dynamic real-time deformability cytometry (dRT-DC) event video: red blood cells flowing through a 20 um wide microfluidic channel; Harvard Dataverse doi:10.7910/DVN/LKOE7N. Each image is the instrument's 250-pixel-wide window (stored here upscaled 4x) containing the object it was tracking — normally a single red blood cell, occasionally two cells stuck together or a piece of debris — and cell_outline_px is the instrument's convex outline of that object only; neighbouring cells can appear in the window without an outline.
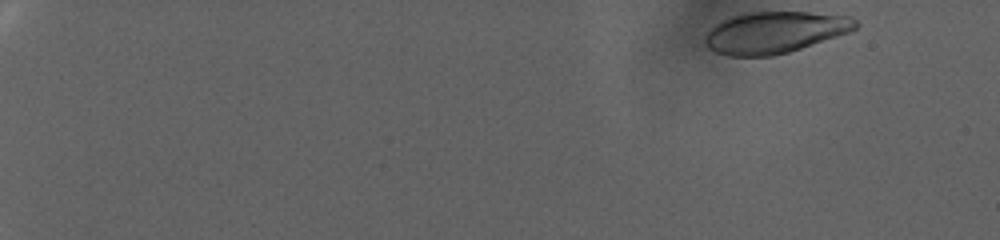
{"species": "human", "species_latin": "Homo sapiens", "temperature_condition": "warm", "stored_images_in_passage": 83, "camera_frame_rate_fps": 3000, "um_per_image_px": 0.085, "donor": {"sex": "female"}, "frame": {"image": 1, "passage_image": 1, "time_ms": 0.0, "image_size_px": [1000, 240], "cell_outline_px": [[860, 24], [852, 32], [788, 52], [772, 56], [728, 56], [716, 52], [708, 48], [704, 44], [704, 36], [720, 20], [744, 12], [808, 12], [852, 16]], "centroid_in_image_um": [65.87, 2.75], "position_along_channel_um": 19.1, "area_um2": 36.82}}
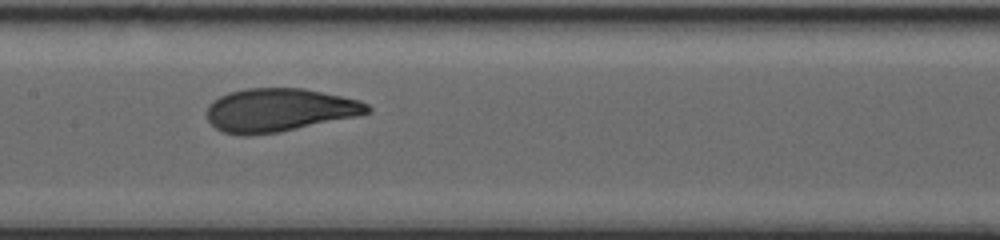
{"frame": {"image": 2, "passage_image": 45, "time_ms": 14.667, "image_size_px": [1000, 240], "cell_outline_px": [[372, 112], [356, 116], [280, 132], [248, 136], [240, 136], [224, 132], [216, 128], [208, 120], [208, 104], [212, 100], [228, 92], [244, 88], [304, 88], [360, 100], [368, 104], [372, 108]], "centroid_in_image_um": [23.73, 9.35], "position_along_channel_um": 183.7, "area_um2": 40.69}}
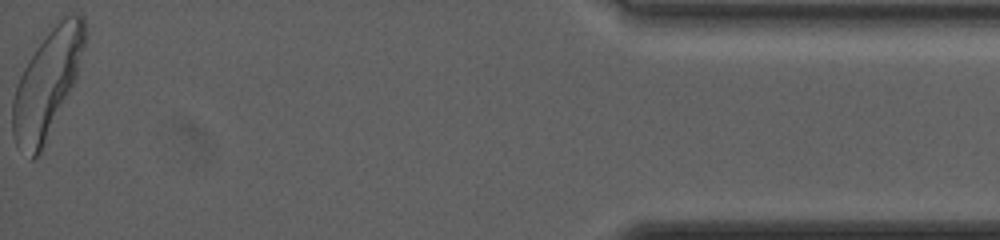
{"frame": {"image": 3, "passage_image": 83, "time_ms": 27.333, "image_size_px": [1000, 240], "cell_outline_px": [[84, 44], [76, 80], [40, 152], [32, 160], [16, 144], [12, 136], [12, 100], [16, 84], [28, 60], [36, 48], [48, 32], [64, 16], [72, 12], [76, 12], [84, 20]], "centroid_in_image_um": [3.98, 7.12], "position_along_channel_um": 431.2, "area_um2": 44.04}, "authors_computed_cell_mechanics": {"area_um2": 40.2866, "velocity_mm_per_s": 2.4663, "shape_relaxation_time_tau1_ms": 6.2749, "shape_relaxation_time_tau2_ms": null, "deformation_change_tau1": 0.1984, "deformation_change_tau2": null}}